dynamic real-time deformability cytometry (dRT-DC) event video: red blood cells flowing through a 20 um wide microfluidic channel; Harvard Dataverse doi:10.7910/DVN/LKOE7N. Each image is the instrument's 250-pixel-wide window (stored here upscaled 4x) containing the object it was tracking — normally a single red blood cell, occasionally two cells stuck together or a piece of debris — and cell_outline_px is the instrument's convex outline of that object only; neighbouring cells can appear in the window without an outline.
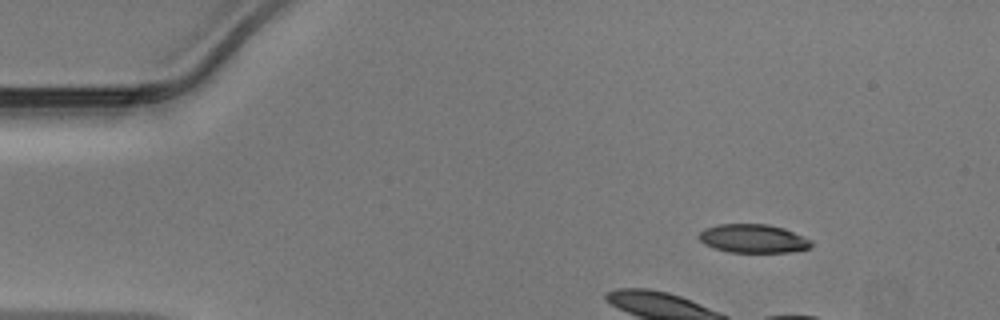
{"species": "Egyptian fruit bat (a non-hibernating species)", "species_latin": "Rousettus aegyptiacus", "temperature_condition": "warm", "stored_images_in_passage": 8, "camera_frame_rate_fps": 3000, "um_per_image_px": 0.085, "animal": {"sex": "male"}, "frame": {"image": 1, "passage_image": 1, "time_ms": 0.0, "image_size_px": [1000, 320], "cell_outline_px": [[812, 248], [792, 252], [728, 252], [704, 244], [700, 240], [700, 232], [704, 228], [716, 224], [768, 224], [784, 228], [812, 240]], "centroid_in_image_um": [64.05, 20.27], "position_along_channel_um": 20.9, "area_um2": 18.79}}